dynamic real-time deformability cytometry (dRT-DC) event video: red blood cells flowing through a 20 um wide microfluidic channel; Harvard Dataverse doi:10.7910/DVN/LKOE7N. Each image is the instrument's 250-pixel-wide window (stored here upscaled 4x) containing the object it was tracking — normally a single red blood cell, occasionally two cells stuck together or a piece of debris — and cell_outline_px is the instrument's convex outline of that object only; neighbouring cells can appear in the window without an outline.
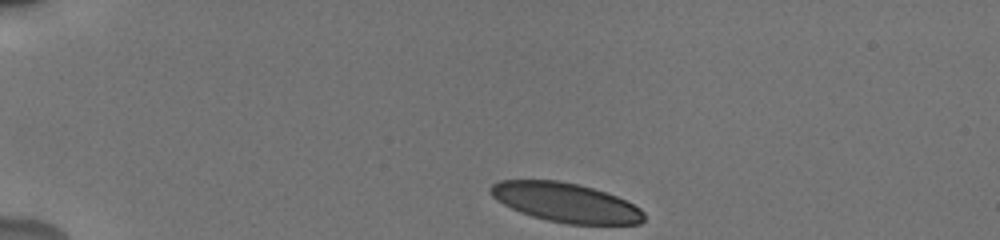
{"species": "human", "species_latin": "Homo sapiens", "temperature_condition": "cold", "stored_images_in_passage": 39, "camera_frame_rate_fps": 3000, "um_per_image_px": 0.085, "donor": {"sex": "male"}, "frame": {"image": 1, "passage_image": 1, "time_ms": 0.0, "image_size_px": [1000, 240], "cell_outline_px": [[644, 220], [640, 224], [568, 224], [548, 220], [532, 216], [520, 212], [496, 200], [488, 192], [488, 188], [492, 184], [500, 180], [560, 180], [580, 184], [616, 196], [640, 208], [644, 212]], "centroid_in_image_um": [48.06, 17.2], "position_along_channel_um": 36.9, "area_um2": 35.08}}
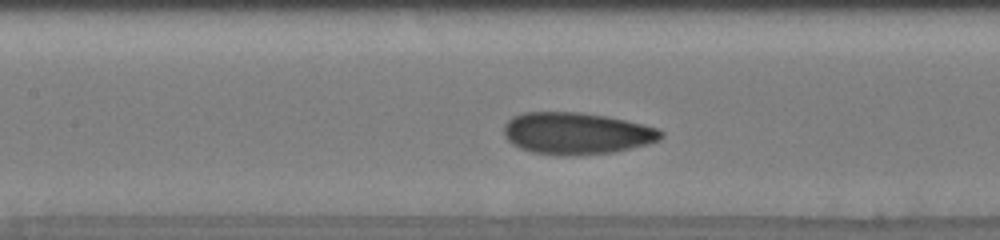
{"frame": {"image": 2, "passage_image": 16, "time_ms": 5.0, "image_size_px": [1000, 240], "cell_outline_px": [[664, 136], [660, 140], [648, 144], [612, 152], [568, 156], [556, 156], [532, 152], [520, 148], [512, 144], [504, 136], [504, 124], [512, 116], [524, 112], [580, 112], [604, 116], [624, 120], [656, 128], [664, 132]], "centroid_in_image_um": [48.97, 11.34], "position_along_channel_um": 158.4, "area_um2": 38.38}}
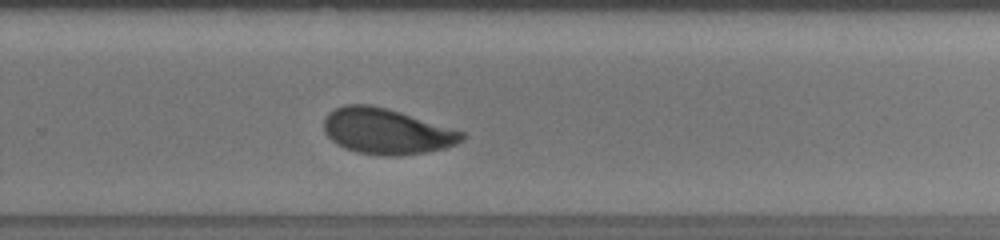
{"frame": {"image": 3, "passage_image": 27, "time_ms": 8.667, "image_size_px": [1000, 240], "cell_outline_px": [[464, 140], [456, 144], [444, 148], [424, 152], [400, 156], [380, 156], [356, 152], [344, 148], [336, 144], [324, 132], [324, 120], [328, 112], [344, 104], [372, 104], [388, 108], [464, 132]], "centroid_in_image_um": [32.82, 11.16], "position_along_channel_um": 297.0, "area_um2": 36.88}, "authors_computed_cell_mechanics": {"area_um2": 37.5122, "velocity_mm_per_s": 3.7921, "shape_relaxation_time_tau1_ms": 3.1311, "shape_relaxation_time_tau2_ms": 1.3612, "deformation_change_tau1": 0.1377, "deformation_change_tau2": 0.0658}}